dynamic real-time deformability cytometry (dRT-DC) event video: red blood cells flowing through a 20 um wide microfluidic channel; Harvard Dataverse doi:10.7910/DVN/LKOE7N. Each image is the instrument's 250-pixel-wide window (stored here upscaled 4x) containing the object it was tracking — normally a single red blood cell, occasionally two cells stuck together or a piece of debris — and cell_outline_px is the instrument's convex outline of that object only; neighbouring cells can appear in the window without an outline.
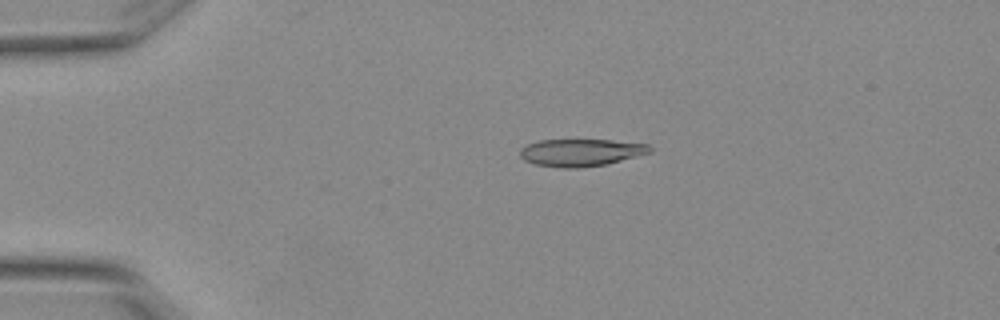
{"species": "Egyptian fruit bat (a non-hibernating species)", "species_latin": "Rousettus aegyptiacus", "temperature_condition": "warm", "stored_images_in_passage": 6, "camera_frame_rate_fps": 3000, "um_per_image_px": 0.085, "animal": {"sex": "female"}, "frame": {"image": 1, "passage_image": 4, "time_ms": 1.0, "image_size_px": [1000, 320], "cell_outline_px": [[652, 152], [604, 164], [580, 168], [560, 168], [536, 164], [524, 160], [520, 156], [520, 148], [528, 144], [540, 140], [612, 140], [648, 144], [652, 148]], "centroid_in_image_um": [49.36, 12.96], "position_along_channel_um": 35.6, "area_um2": 20.52}}
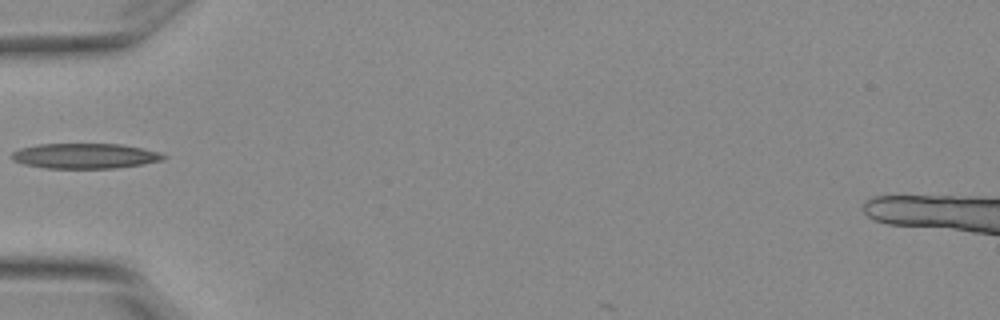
{"frame": {"image": 2, "passage_image": 6, "time_ms": 1.667, "image_size_px": [1000, 320], "cell_outline_px": [[168, 156], [164, 160], [144, 164], [116, 168], [44, 168], [24, 164], [12, 160], [12, 152], [20, 148], [36, 144], [120, 144], [160, 152]], "centroid_in_image_um": [7.23, 13.25], "position_along_channel_um": 77.8, "area_um2": 22.37}}